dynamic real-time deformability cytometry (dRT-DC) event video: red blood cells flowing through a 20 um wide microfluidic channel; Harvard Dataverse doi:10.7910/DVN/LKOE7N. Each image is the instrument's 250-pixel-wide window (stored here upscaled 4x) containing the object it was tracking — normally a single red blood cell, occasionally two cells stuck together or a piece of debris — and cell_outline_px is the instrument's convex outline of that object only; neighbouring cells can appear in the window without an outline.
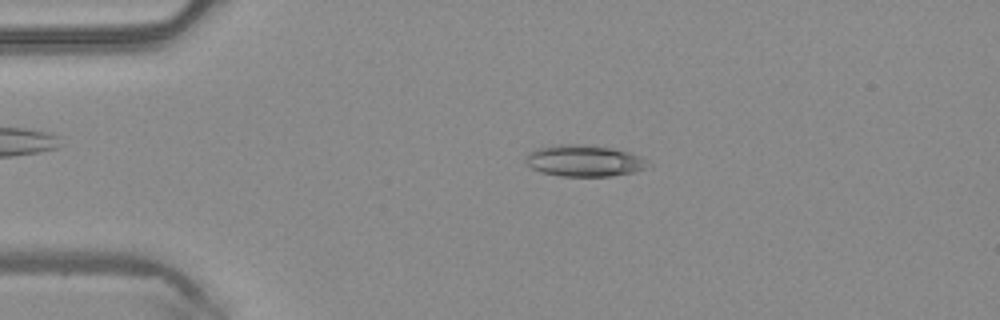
{"species": "common noctule bat (a hibernating species)", "species_latin": "Nyctalus noctula", "temperature_condition": "warm", "stored_images_in_passage": 41, "camera_frame_rate_fps": 3000, "um_per_image_px": 0.085, "animal": {"sex": "male", "body_mass_g": 20.4}, "frame": {"image": 1, "passage_image": 3, "time_ms": 0.667, "image_size_px": [1000, 320], "cell_outline_px": [[648, 168], [636, 172], [612, 176], [560, 176], [540, 172], [532, 168], [524, 160], [524, 156], [536, 148], [556, 144], [580, 144], [612, 148], [628, 152], [640, 156], [644, 160]], "centroid_in_image_um": [49.61, 13.67], "position_along_channel_um": 35.4, "area_um2": 22.48}}
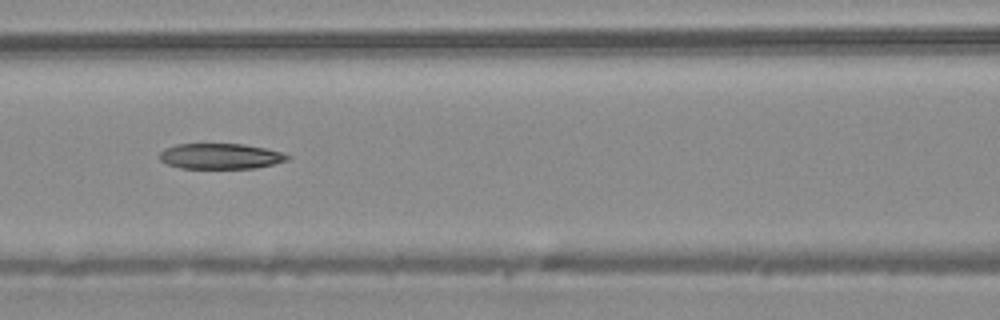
{"frame": {"image": 2, "passage_image": 14, "time_ms": 4.333, "image_size_px": [1000, 320], "cell_outline_px": [[292, 156], [288, 160], [256, 168], [180, 168], [168, 164], [160, 160], [160, 152], [164, 148], [176, 144], [244, 144], [284, 152]], "centroid_in_image_um": [18.76, 13.27], "position_along_channel_um": 147.8, "area_um2": 19.07}}
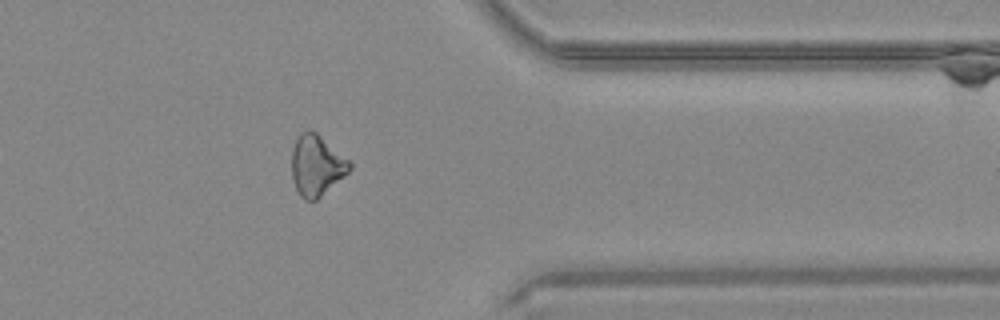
{"frame": {"image": 3, "passage_image": 32, "time_ms": 10.333, "image_size_px": [1000, 320], "cell_outline_px": [[352, 168], [344, 176], [316, 200], [304, 200], [300, 196], [296, 188], [292, 176], [292, 148], [296, 140], [304, 132], [316, 132], [348, 160], [352, 164]], "centroid_in_image_um": [26.9, 14.09], "position_along_channel_um": 384.5, "area_um2": 19.94}}